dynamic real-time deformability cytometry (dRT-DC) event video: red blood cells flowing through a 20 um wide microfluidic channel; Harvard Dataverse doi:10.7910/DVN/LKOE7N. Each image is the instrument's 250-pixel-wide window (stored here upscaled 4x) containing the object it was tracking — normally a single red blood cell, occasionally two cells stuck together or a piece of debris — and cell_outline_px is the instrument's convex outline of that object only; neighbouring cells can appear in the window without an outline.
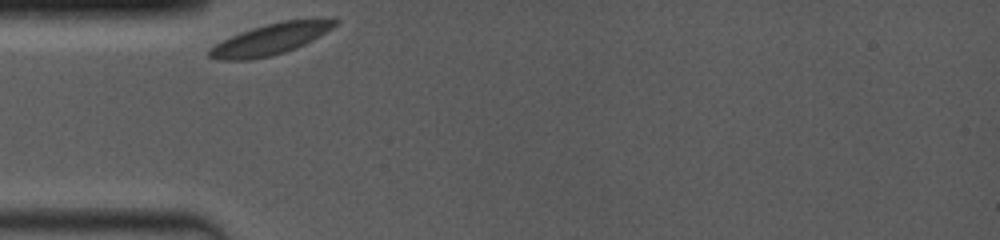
{"species": "common noctule bat (a hibernating species)", "species_latin": "Nyctalus noctula", "temperature_condition": "room temperature", "stored_images_in_passage": 59, "camera_frame_rate_fps": 4000, "um_per_image_px": 0.085, "animal": {"sex": "female", "body_mass_g": 19.0, "forearm_length_mm": 53.3}, "frame": {"image": 1, "passage_image": 1, "time_ms": 0.0, "image_size_px": [1000, 240], "cell_outline_px": [[340, 20], [332, 28], [312, 40], [296, 48], [272, 56], [248, 60], [220, 60], [208, 56], [208, 48], [232, 36], [252, 28], [280, 20], [336, 16]], "centroid_in_image_um": [23.09, 3.29], "position_along_channel_um": 61.9, "area_um2": 23.06}}
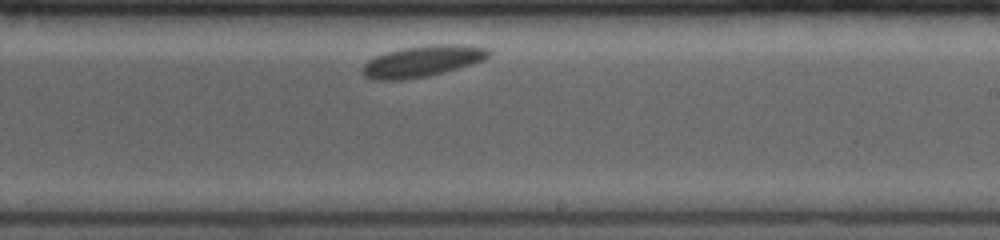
{"frame": {"image": 2, "passage_image": 34, "time_ms": 5.5, "image_size_px": [1000, 240], "cell_outline_px": [[492, 52], [484, 60], [472, 64], [444, 72], [428, 76], [404, 80], [372, 80], [364, 76], [360, 72], [360, 68], [368, 60], [376, 56], [388, 52], [404, 48], [432, 44], [460, 44], [488, 48]], "centroid_in_image_um": [35.89, 5.21], "position_along_channel_um": 253.1, "area_um2": 23.12}}
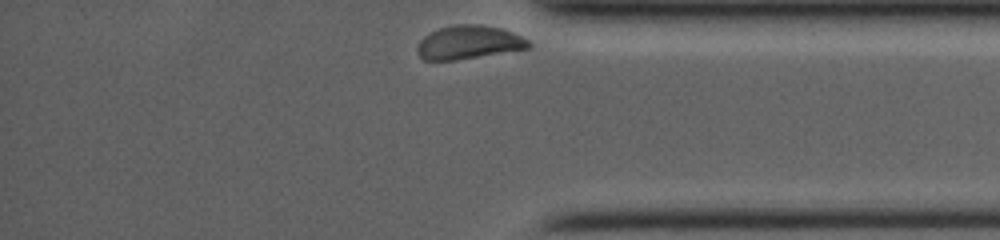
{"frame": {"image": 3, "passage_image": 58, "time_ms": 9.5, "image_size_px": [1000, 240], "cell_outline_px": [[532, 44], [528, 48], [456, 60], [424, 60], [416, 52], [416, 48], [420, 40], [424, 36], [440, 28], [456, 24], [480, 24], [500, 28], [512, 32], [528, 40]], "centroid_in_image_um": [39.82, 3.6], "position_along_channel_um": 395.4, "area_um2": 21.56}}